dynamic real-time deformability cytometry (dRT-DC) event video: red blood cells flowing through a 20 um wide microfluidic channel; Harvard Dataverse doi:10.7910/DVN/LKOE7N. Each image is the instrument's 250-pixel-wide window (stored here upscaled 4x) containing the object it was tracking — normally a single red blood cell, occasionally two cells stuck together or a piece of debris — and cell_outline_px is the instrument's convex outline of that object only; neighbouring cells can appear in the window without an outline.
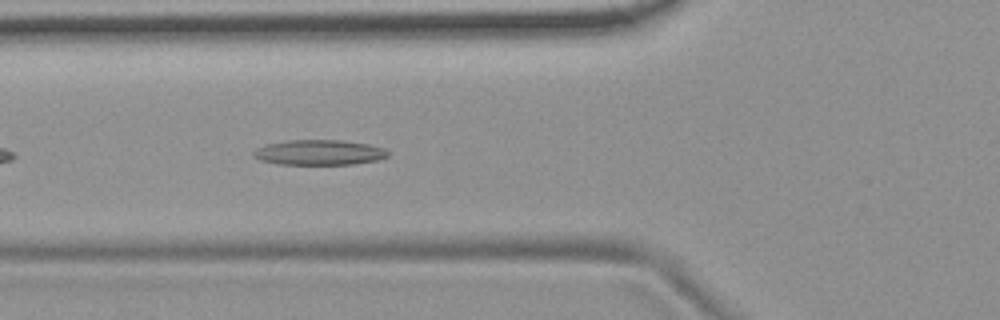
{"species": "common noctule bat (a hibernating species)", "species_latin": "Nyctalus noctula", "temperature_condition": "room temperature", "stored_images_in_passage": 9, "camera_frame_rate_fps": 3000, "um_per_image_px": 0.085, "animal": {"sex": "female", "body_mass_g": 19.9}, "frame": {"image": 1, "passage_image": 6, "time_ms": 1.667, "image_size_px": [1000, 320], "cell_outline_px": [[388, 156], [376, 160], [352, 164], [276, 164], [260, 160], [252, 156], [252, 152], [256, 148], [264, 144], [288, 140], [344, 140], [368, 144], [384, 148], [388, 152]], "centroid_in_image_um": [27.07, 12.95], "position_along_channel_um": 98.7, "area_um2": 19.83}}